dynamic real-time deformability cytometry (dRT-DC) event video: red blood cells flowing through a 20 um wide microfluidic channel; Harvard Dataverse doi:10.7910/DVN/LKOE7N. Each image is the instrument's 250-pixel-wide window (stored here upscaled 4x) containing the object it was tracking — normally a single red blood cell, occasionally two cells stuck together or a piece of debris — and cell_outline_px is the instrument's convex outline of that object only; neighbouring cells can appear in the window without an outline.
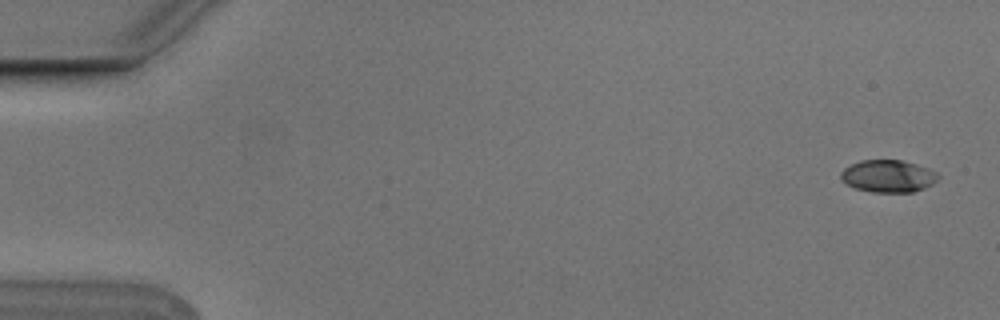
{"species": "Egyptian fruit bat (a non-hibernating species)", "species_latin": "Rousettus aegyptiacus", "temperature_condition": "cold", "stored_images_in_passage": 4, "camera_frame_rate_fps": 3000, "um_per_image_px": 0.085, "animal": {"sex": "male"}, "frame": {"image": 1, "passage_image": 1, "time_ms": 0.0, "image_size_px": [1000, 320], "cell_outline_px": [[940, 176], [932, 184], [924, 188], [912, 192], [872, 192], [856, 188], [844, 184], [840, 180], [840, 172], [844, 168], [860, 160], [900, 160], [916, 164], [928, 168], [936, 172]], "centroid_in_image_um": [75.46, 14.97], "position_along_channel_um": 9.5, "area_um2": 18.38}}